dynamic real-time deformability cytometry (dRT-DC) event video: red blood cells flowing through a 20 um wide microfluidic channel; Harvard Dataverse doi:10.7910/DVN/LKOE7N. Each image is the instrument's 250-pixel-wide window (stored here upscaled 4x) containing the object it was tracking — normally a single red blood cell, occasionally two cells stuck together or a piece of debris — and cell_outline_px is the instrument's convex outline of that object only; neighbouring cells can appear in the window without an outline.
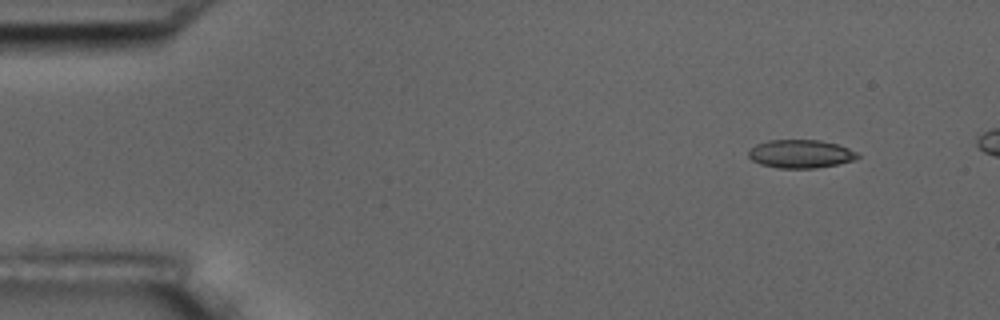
{"species": "common noctule bat (a hibernating species)", "species_latin": "Nyctalus noctula", "temperature_condition": "room temperature", "stored_images_in_passage": 4, "camera_frame_rate_fps": 3000, "um_per_image_px": 0.085, "animal": {"sex": "male", "body_mass_g": 17.5, "forearm_length_mm": 52.3}, "frame": {"image": 1, "passage_image": 1, "time_ms": 0.0, "image_size_px": [1000, 320], "cell_outline_px": [[860, 156], [856, 160], [816, 168], [780, 168], [760, 164], [752, 160], [748, 156], [748, 152], [756, 144], [768, 140], [820, 140], [836, 144], [860, 152]], "centroid_in_image_um": [68.08, 13.08], "position_along_channel_um": 16.9, "area_um2": 18.03}}